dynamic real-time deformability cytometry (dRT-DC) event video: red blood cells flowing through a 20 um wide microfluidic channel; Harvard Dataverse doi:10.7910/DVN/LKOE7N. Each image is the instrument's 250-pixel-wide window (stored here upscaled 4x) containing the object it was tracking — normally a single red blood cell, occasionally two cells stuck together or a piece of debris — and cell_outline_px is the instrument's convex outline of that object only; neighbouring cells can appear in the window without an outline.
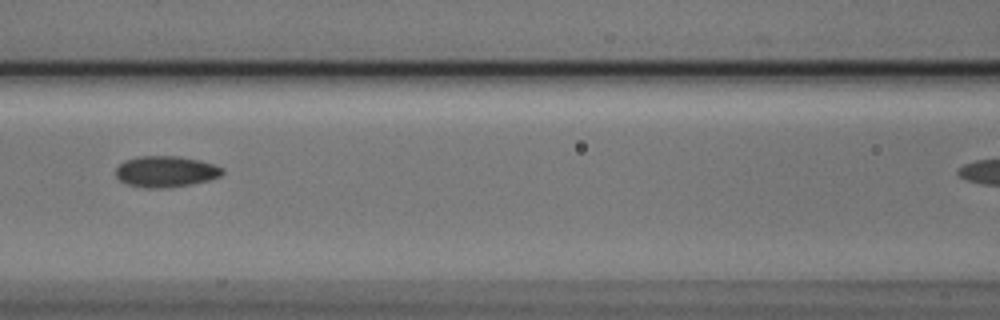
{"species": "Egyptian fruit bat (a non-hibernating species)", "species_latin": "Rousettus aegyptiacus", "temperature_condition": "cold", "stored_images_in_passage": 8, "segment_of_instrument_passage": [2, 2], "camera_frame_rate_fps": 3000, "um_per_image_px": 0.085, "animal": {"sex": "male"}, "frame": {"image": 1, "passage_image": 7, "time_ms": 2.0, "image_size_px": [1000, 320], "cell_outline_px": [[224, 172], [220, 176], [208, 180], [188, 184], [160, 188], [144, 188], [128, 184], [120, 180], [116, 176], [116, 168], [124, 160], [136, 156], [176, 156], [200, 160], [224, 168]], "centroid_in_image_um": [14.07, 14.57], "position_along_channel_um": 152.5, "area_um2": 19.19}}